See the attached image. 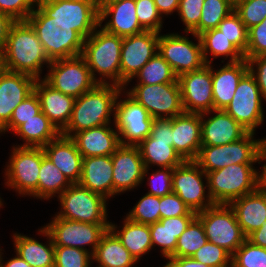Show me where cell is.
Listing matches in <instances>:
<instances>
[{"mask_svg": "<svg viewBox=\"0 0 266 267\" xmlns=\"http://www.w3.org/2000/svg\"><path fill=\"white\" fill-rule=\"evenodd\" d=\"M38 0H0V13L11 16L15 21H26L35 10ZM35 3V4H34Z\"/></svg>", "mask_w": 266, "mask_h": 267, "instance_id": "53", "label": "cell"}, {"mask_svg": "<svg viewBox=\"0 0 266 267\" xmlns=\"http://www.w3.org/2000/svg\"><path fill=\"white\" fill-rule=\"evenodd\" d=\"M234 11V0H205L198 27L192 32L201 33L215 29L220 22Z\"/></svg>", "mask_w": 266, "mask_h": 267, "instance_id": "40", "label": "cell"}, {"mask_svg": "<svg viewBox=\"0 0 266 267\" xmlns=\"http://www.w3.org/2000/svg\"><path fill=\"white\" fill-rule=\"evenodd\" d=\"M34 92L38 96L41 111L61 133L68 125L75 98L54 89L44 79H37Z\"/></svg>", "mask_w": 266, "mask_h": 267, "instance_id": "25", "label": "cell"}, {"mask_svg": "<svg viewBox=\"0 0 266 267\" xmlns=\"http://www.w3.org/2000/svg\"><path fill=\"white\" fill-rule=\"evenodd\" d=\"M112 174V156L85 157L78 184L107 199L113 196Z\"/></svg>", "mask_w": 266, "mask_h": 267, "instance_id": "30", "label": "cell"}, {"mask_svg": "<svg viewBox=\"0 0 266 267\" xmlns=\"http://www.w3.org/2000/svg\"><path fill=\"white\" fill-rule=\"evenodd\" d=\"M217 29H219L223 35L226 36L245 56L248 42V29L235 11H232L228 16H226L220 22Z\"/></svg>", "mask_w": 266, "mask_h": 267, "instance_id": "42", "label": "cell"}, {"mask_svg": "<svg viewBox=\"0 0 266 267\" xmlns=\"http://www.w3.org/2000/svg\"><path fill=\"white\" fill-rule=\"evenodd\" d=\"M248 71L246 59L238 62H227L218 71H213L211 65L213 84V110H225L235 95L238 82Z\"/></svg>", "mask_w": 266, "mask_h": 267, "instance_id": "29", "label": "cell"}, {"mask_svg": "<svg viewBox=\"0 0 266 267\" xmlns=\"http://www.w3.org/2000/svg\"><path fill=\"white\" fill-rule=\"evenodd\" d=\"M231 257L228 251L210 241L192 256L193 259L210 267H231Z\"/></svg>", "mask_w": 266, "mask_h": 267, "instance_id": "47", "label": "cell"}, {"mask_svg": "<svg viewBox=\"0 0 266 267\" xmlns=\"http://www.w3.org/2000/svg\"><path fill=\"white\" fill-rule=\"evenodd\" d=\"M254 132L221 146H201L194 162L205 172L215 171L231 164L256 163L260 139Z\"/></svg>", "mask_w": 266, "mask_h": 267, "instance_id": "10", "label": "cell"}, {"mask_svg": "<svg viewBox=\"0 0 266 267\" xmlns=\"http://www.w3.org/2000/svg\"><path fill=\"white\" fill-rule=\"evenodd\" d=\"M113 195L124 193L139 186L148 173L139 148L132 145H120L112 155Z\"/></svg>", "mask_w": 266, "mask_h": 267, "instance_id": "20", "label": "cell"}, {"mask_svg": "<svg viewBox=\"0 0 266 267\" xmlns=\"http://www.w3.org/2000/svg\"><path fill=\"white\" fill-rule=\"evenodd\" d=\"M207 242L204 227L196 217L178 238L175 253L170 258L192 257Z\"/></svg>", "mask_w": 266, "mask_h": 267, "instance_id": "41", "label": "cell"}, {"mask_svg": "<svg viewBox=\"0 0 266 267\" xmlns=\"http://www.w3.org/2000/svg\"><path fill=\"white\" fill-rule=\"evenodd\" d=\"M199 38L202 46L203 58L206 64H211L213 62V60H208V52L215 58L219 56H230L229 63L245 59L244 55L217 28L201 33Z\"/></svg>", "mask_w": 266, "mask_h": 267, "instance_id": "38", "label": "cell"}, {"mask_svg": "<svg viewBox=\"0 0 266 267\" xmlns=\"http://www.w3.org/2000/svg\"><path fill=\"white\" fill-rule=\"evenodd\" d=\"M92 260H95L98 267H132L136 259L122 245L118 237L108 229L97 245Z\"/></svg>", "mask_w": 266, "mask_h": 267, "instance_id": "34", "label": "cell"}, {"mask_svg": "<svg viewBox=\"0 0 266 267\" xmlns=\"http://www.w3.org/2000/svg\"><path fill=\"white\" fill-rule=\"evenodd\" d=\"M123 88L113 84H97L92 90L75 98L72 115L61 135L71 138L82 130L110 124L116 99Z\"/></svg>", "mask_w": 266, "mask_h": 267, "instance_id": "1", "label": "cell"}, {"mask_svg": "<svg viewBox=\"0 0 266 267\" xmlns=\"http://www.w3.org/2000/svg\"><path fill=\"white\" fill-rule=\"evenodd\" d=\"M121 0H99V3H114Z\"/></svg>", "mask_w": 266, "mask_h": 267, "instance_id": "65", "label": "cell"}, {"mask_svg": "<svg viewBox=\"0 0 266 267\" xmlns=\"http://www.w3.org/2000/svg\"><path fill=\"white\" fill-rule=\"evenodd\" d=\"M137 85H155L178 82L172 67L157 52L137 73Z\"/></svg>", "mask_w": 266, "mask_h": 267, "instance_id": "39", "label": "cell"}, {"mask_svg": "<svg viewBox=\"0 0 266 267\" xmlns=\"http://www.w3.org/2000/svg\"><path fill=\"white\" fill-rule=\"evenodd\" d=\"M160 219L183 215H197L175 193L160 197Z\"/></svg>", "mask_w": 266, "mask_h": 267, "instance_id": "52", "label": "cell"}, {"mask_svg": "<svg viewBox=\"0 0 266 267\" xmlns=\"http://www.w3.org/2000/svg\"><path fill=\"white\" fill-rule=\"evenodd\" d=\"M172 146L184 161H194L201 148L200 113H186L171 118Z\"/></svg>", "mask_w": 266, "mask_h": 267, "instance_id": "24", "label": "cell"}, {"mask_svg": "<svg viewBox=\"0 0 266 267\" xmlns=\"http://www.w3.org/2000/svg\"><path fill=\"white\" fill-rule=\"evenodd\" d=\"M234 11L249 29L266 19V0H234Z\"/></svg>", "mask_w": 266, "mask_h": 267, "instance_id": "45", "label": "cell"}, {"mask_svg": "<svg viewBox=\"0 0 266 267\" xmlns=\"http://www.w3.org/2000/svg\"><path fill=\"white\" fill-rule=\"evenodd\" d=\"M126 93L139 102L154 119H171L184 113L178 82L136 85Z\"/></svg>", "mask_w": 266, "mask_h": 267, "instance_id": "12", "label": "cell"}, {"mask_svg": "<svg viewBox=\"0 0 266 267\" xmlns=\"http://www.w3.org/2000/svg\"><path fill=\"white\" fill-rule=\"evenodd\" d=\"M26 21L36 32L50 61L82 55L85 39L70 25L47 17L38 7Z\"/></svg>", "mask_w": 266, "mask_h": 267, "instance_id": "3", "label": "cell"}, {"mask_svg": "<svg viewBox=\"0 0 266 267\" xmlns=\"http://www.w3.org/2000/svg\"><path fill=\"white\" fill-rule=\"evenodd\" d=\"M39 233L49 238L48 245L31 237L15 233L13 235L15 252L31 267H54L55 248L52 238L45 228L40 229Z\"/></svg>", "mask_w": 266, "mask_h": 267, "instance_id": "32", "label": "cell"}, {"mask_svg": "<svg viewBox=\"0 0 266 267\" xmlns=\"http://www.w3.org/2000/svg\"><path fill=\"white\" fill-rule=\"evenodd\" d=\"M203 176L206 173L194 161H184L173 168L172 192L196 213L214 205L209 194H205L208 186L204 185Z\"/></svg>", "mask_w": 266, "mask_h": 267, "instance_id": "18", "label": "cell"}, {"mask_svg": "<svg viewBox=\"0 0 266 267\" xmlns=\"http://www.w3.org/2000/svg\"><path fill=\"white\" fill-rule=\"evenodd\" d=\"M205 0H180L178 15L183 24L186 25L184 31L186 34L192 33L199 25L201 18L203 2Z\"/></svg>", "mask_w": 266, "mask_h": 267, "instance_id": "50", "label": "cell"}, {"mask_svg": "<svg viewBox=\"0 0 266 267\" xmlns=\"http://www.w3.org/2000/svg\"><path fill=\"white\" fill-rule=\"evenodd\" d=\"M109 229L118 237L122 245L131 253L137 262L142 255L148 253L153 247L148 224L134 222L126 217L120 231L111 222Z\"/></svg>", "mask_w": 266, "mask_h": 267, "instance_id": "33", "label": "cell"}, {"mask_svg": "<svg viewBox=\"0 0 266 267\" xmlns=\"http://www.w3.org/2000/svg\"><path fill=\"white\" fill-rule=\"evenodd\" d=\"M160 197L146 193L127 214V218L142 224H152L160 220Z\"/></svg>", "mask_w": 266, "mask_h": 267, "instance_id": "44", "label": "cell"}, {"mask_svg": "<svg viewBox=\"0 0 266 267\" xmlns=\"http://www.w3.org/2000/svg\"><path fill=\"white\" fill-rule=\"evenodd\" d=\"M14 132L25 141L18 147H44L61 134L42 111L20 125Z\"/></svg>", "mask_w": 266, "mask_h": 267, "instance_id": "35", "label": "cell"}, {"mask_svg": "<svg viewBox=\"0 0 266 267\" xmlns=\"http://www.w3.org/2000/svg\"><path fill=\"white\" fill-rule=\"evenodd\" d=\"M58 198L62 209L57 217L92 224H110L106 218L107 200L101 194L74 183Z\"/></svg>", "mask_w": 266, "mask_h": 267, "instance_id": "6", "label": "cell"}, {"mask_svg": "<svg viewBox=\"0 0 266 267\" xmlns=\"http://www.w3.org/2000/svg\"><path fill=\"white\" fill-rule=\"evenodd\" d=\"M38 178V198L50 199L55 194L61 195L72 183L67 177L55 166L50 159L45 156L42 149V161Z\"/></svg>", "mask_w": 266, "mask_h": 267, "instance_id": "37", "label": "cell"}, {"mask_svg": "<svg viewBox=\"0 0 266 267\" xmlns=\"http://www.w3.org/2000/svg\"><path fill=\"white\" fill-rule=\"evenodd\" d=\"M168 263L170 267H210L192 257L168 258Z\"/></svg>", "mask_w": 266, "mask_h": 267, "instance_id": "59", "label": "cell"}, {"mask_svg": "<svg viewBox=\"0 0 266 267\" xmlns=\"http://www.w3.org/2000/svg\"><path fill=\"white\" fill-rule=\"evenodd\" d=\"M229 206L247 237L266 221V189L258 187L255 191L232 201Z\"/></svg>", "mask_w": 266, "mask_h": 267, "instance_id": "28", "label": "cell"}, {"mask_svg": "<svg viewBox=\"0 0 266 267\" xmlns=\"http://www.w3.org/2000/svg\"><path fill=\"white\" fill-rule=\"evenodd\" d=\"M171 119H154L149 137L155 140L171 141L172 146Z\"/></svg>", "mask_w": 266, "mask_h": 267, "instance_id": "56", "label": "cell"}, {"mask_svg": "<svg viewBox=\"0 0 266 267\" xmlns=\"http://www.w3.org/2000/svg\"><path fill=\"white\" fill-rule=\"evenodd\" d=\"M109 225L78 222L55 216L44 228L49 232L54 246L74 247L88 251L84 247L90 245L92 246L91 255H93Z\"/></svg>", "mask_w": 266, "mask_h": 267, "instance_id": "16", "label": "cell"}, {"mask_svg": "<svg viewBox=\"0 0 266 267\" xmlns=\"http://www.w3.org/2000/svg\"><path fill=\"white\" fill-rule=\"evenodd\" d=\"M5 171L6 185L21 195L38 198V178L42 161V147H13Z\"/></svg>", "mask_w": 266, "mask_h": 267, "instance_id": "11", "label": "cell"}, {"mask_svg": "<svg viewBox=\"0 0 266 267\" xmlns=\"http://www.w3.org/2000/svg\"><path fill=\"white\" fill-rule=\"evenodd\" d=\"M180 0H154L156 7L161 14L170 15L175 10L178 11Z\"/></svg>", "mask_w": 266, "mask_h": 267, "instance_id": "61", "label": "cell"}, {"mask_svg": "<svg viewBox=\"0 0 266 267\" xmlns=\"http://www.w3.org/2000/svg\"><path fill=\"white\" fill-rule=\"evenodd\" d=\"M37 7L49 18L70 25L84 39L99 25V4L69 0H38Z\"/></svg>", "mask_w": 266, "mask_h": 267, "instance_id": "9", "label": "cell"}, {"mask_svg": "<svg viewBox=\"0 0 266 267\" xmlns=\"http://www.w3.org/2000/svg\"><path fill=\"white\" fill-rule=\"evenodd\" d=\"M182 105L186 113H204L213 110L211 64L178 76Z\"/></svg>", "mask_w": 266, "mask_h": 267, "instance_id": "19", "label": "cell"}, {"mask_svg": "<svg viewBox=\"0 0 266 267\" xmlns=\"http://www.w3.org/2000/svg\"><path fill=\"white\" fill-rule=\"evenodd\" d=\"M109 16H111V19L105 23L104 27H102V22L105 19H108L107 17ZM99 25L106 32L122 38L145 31L140 26L137 18L135 0L99 3Z\"/></svg>", "mask_w": 266, "mask_h": 267, "instance_id": "22", "label": "cell"}, {"mask_svg": "<svg viewBox=\"0 0 266 267\" xmlns=\"http://www.w3.org/2000/svg\"><path fill=\"white\" fill-rule=\"evenodd\" d=\"M246 239L254 245L266 248V221L259 229L250 233Z\"/></svg>", "mask_w": 266, "mask_h": 267, "instance_id": "60", "label": "cell"}, {"mask_svg": "<svg viewBox=\"0 0 266 267\" xmlns=\"http://www.w3.org/2000/svg\"><path fill=\"white\" fill-rule=\"evenodd\" d=\"M4 70V56L3 50L0 49V72Z\"/></svg>", "mask_w": 266, "mask_h": 267, "instance_id": "63", "label": "cell"}, {"mask_svg": "<svg viewBox=\"0 0 266 267\" xmlns=\"http://www.w3.org/2000/svg\"><path fill=\"white\" fill-rule=\"evenodd\" d=\"M247 63L248 71L254 76L261 95L266 101V55L250 57L247 59ZM254 64H257V66ZM254 66L257 68L255 69Z\"/></svg>", "mask_w": 266, "mask_h": 267, "instance_id": "55", "label": "cell"}, {"mask_svg": "<svg viewBox=\"0 0 266 267\" xmlns=\"http://www.w3.org/2000/svg\"><path fill=\"white\" fill-rule=\"evenodd\" d=\"M159 34L154 31L124 37L121 47L120 87L129 83L158 52Z\"/></svg>", "mask_w": 266, "mask_h": 267, "instance_id": "17", "label": "cell"}, {"mask_svg": "<svg viewBox=\"0 0 266 267\" xmlns=\"http://www.w3.org/2000/svg\"><path fill=\"white\" fill-rule=\"evenodd\" d=\"M208 241L228 251L231 255L244 243L246 236L237 222L233 209L226 204L197 212Z\"/></svg>", "mask_w": 266, "mask_h": 267, "instance_id": "7", "label": "cell"}, {"mask_svg": "<svg viewBox=\"0 0 266 267\" xmlns=\"http://www.w3.org/2000/svg\"><path fill=\"white\" fill-rule=\"evenodd\" d=\"M41 111L38 96L33 92L24 101H22L13 111L10 122L0 131L6 132L12 130L13 132L22 124L33 118Z\"/></svg>", "mask_w": 266, "mask_h": 267, "instance_id": "48", "label": "cell"}, {"mask_svg": "<svg viewBox=\"0 0 266 267\" xmlns=\"http://www.w3.org/2000/svg\"><path fill=\"white\" fill-rule=\"evenodd\" d=\"M216 115L204 119L210 113ZM201 118V145L221 146L243 138L247 131L236 122L225 110H212L200 114Z\"/></svg>", "mask_w": 266, "mask_h": 267, "instance_id": "23", "label": "cell"}, {"mask_svg": "<svg viewBox=\"0 0 266 267\" xmlns=\"http://www.w3.org/2000/svg\"><path fill=\"white\" fill-rule=\"evenodd\" d=\"M54 267H90V251L74 247L54 246Z\"/></svg>", "mask_w": 266, "mask_h": 267, "instance_id": "46", "label": "cell"}, {"mask_svg": "<svg viewBox=\"0 0 266 267\" xmlns=\"http://www.w3.org/2000/svg\"><path fill=\"white\" fill-rule=\"evenodd\" d=\"M69 1H82V2H88L90 4H99V0H69Z\"/></svg>", "mask_w": 266, "mask_h": 267, "instance_id": "64", "label": "cell"}, {"mask_svg": "<svg viewBox=\"0 0 266 267\" xmlns=\"http://www.w3.org/2000/svg\"><path fill=\"white\" fill-rule=\"evenodd\" d=\"M71 139L83 158L112 156L120 146L118 131L112 129L110 124L82 130L75 133Z\"/></svg>", "mask_w": 266, "mask_h": 267, "instance_id": "26", "label": "cell"}, {"mask_svg": "<svg viewBox=\"0 0 266 267\" xmlns=\"http://www.w3.org/2000/svg\"><path fill=\"white\" fill-rule=\"evenodd\" d=\"M190 34L198 39L197 44L178 33L159 35L158 53L172 67L177 76L201 69L206 65L199 36Z\"/></svg>", "mask_w": 266, "mask_h": 267, "instance_id": "15", "label": "cell"}, {"mask_svg": "<svg viewBox=\"0 0 266 267\" xmlns=\"http://www.w3.org/2000/svg\"><path fill=\"white\" fill-rule=\"evenodd\" d=\"M172 174L173 168H162L151 174L148 194L162 197L172 193Z\"/></svg>", "mask_w": 266, "mask_h": 267, "instance_id": "54", "label": "cell"}, {"mask_svg": "<svg viewBox=\"0 0 266 267\" xmlns=\"http://www.w3.org/2000/svg\"><path fill=\"white\" fill-rule=\"evenodd\" d=\"M137 147L147 169L152 164L159 168H175L184 162L171 146V141L155 140L148 136Z\"/></svg>", "mask_w": 266, "mask_h": 267, "instance_id": "36", "label": "cell"}, {"mask_svg": "<svg viewBox=\"0 0 266 267\" xmlns=\"http://www.w3.org/2000/svg\"><path fill=\"white\" fill-rule=\"evenodd\" d=\"M196 217L197 215L169 217L149 224L153 246H160L162 255L170 258L175 253L178 238Z\"/></svg>", "mask_w": 266, "mask_h": 267, "instance_id": "31", "label": "cell"}, {"mask_svg": "<svg viewBox=\"0 0 266 267\" xmlns=\"http://www.w3.org/2000/svg\"><path fill=\"white\" fill-rule=\"evenodd\" d=\"M43 78L54 89L74 98L92 90L98 83L82 55L51 61Z\"/></svg>", "mask_w": 266, "mask_h": 267, "instance_id": "8", "label": "cell"}, {"mask_svg": "<svg viewBox=\"0 0 266 267\" xmlns=\"http://www.w3.org/2000/svg\"><path fill=\"white\" fill-rule=\"evenodd\" d=\"M163 267H170L169 263H166Z\"/></svg>", "mask_w": 266, "mask_h": 267, "instance_id": "66", "label": "cell"}, {"mask_svg": "<svg viewBox=\"0 0 266 267\" xmlns=\"http://www.w3.org/2000/svg\"><path fill=\"white\" fill-rule=\"evenodd\" d=\"M126 95L125 100L116 99L114 124L120 145L137 146L150 135L154 118L139 102L128 93Z\"/></svg>", "mask_w": 266, "mask_h": 267, "instance_id": "13", "label": "cell"}, {"mask_svg": "<svg viewBox=\"0 0 266 267\" xmlns=\"http://www.w3.org/2000/svg\"><path fill=\"white\" fill-rule=\"evenodd\" d=\"M0 252V267H31L25 260H23L19 255L10 260H8L5 264L2 263V257Z\"/></svg>", "mask_w": 266, "mask_h": 267, "instance_id": "62", "label": "cell"}, {"mask_svg": "<svg viewBox=\"0 0 266 267\" xmlns=\"http://www.w3.org/2000/svg\"><path fill=\"white\" fill-rule=\"evenodd\" d=\"M36 80L24 73L0 72V131L10 122L15 108L34 92Z\"/></svg>", "mask_w": 266, "mask_h": 267, "instance_id": "21", "label": "cell"}, {"mask_svg": "<svg viewBox=\"0 0 266 267\" xmlns=\"http://www.w3.org/2000/svg\"><path fill=\"white\" fill-rule=\"evenodd\" d=\"M231 267H266V248L246 239L232 254Z\"/></svg>", "mask_w": 266, "mask_h": 267, "instance_id": "43", "label": "cell"}, {"mask_svg": "<svg viewBox=\"0 0 266 267\" xmlns=\"http://www.w3.org/2000/svg\"><path fill=\"white\" fill-rule=\"evenodd\" d=\"M123 38L106 32L103 28L96 30L84 41L82 56L86 60L92 77L98 84H109L107 78L113 85L120 86V60ZM95 72L102 78L97 79ZM106 79L104 80V78Z\"/></svg>", "mask_w": 266, "mask_h": 267, "instance_id": "4", "label": "cell"}, {"mask_svg": "<svg viewBox=\"0 0 266 267\" xmlns=\"http://www.w3.org/2000/svg\"><path fill=\"white\" fill-rule=\"evenodd\" d=\"M252 164H231L206 173L208 194L214 204L229 205L258 188L257 171Z\"/></svg>", "mask_w": 266, "mask_h": 267, "instance_id": "5", "label": "cell"}, {"mask_svg": "<svg viewBox=\"0 0 266 267\" xmlns=\"http://www.w3.org/2000/svg\"><path fill=\"white\" fill-rule=\"evenodd\" d=\"M15 22L16 21L11 16L0 13V49L3 51L7 43L10 28Z\"/></svg>", "mask_w": 266, "mask_h": 267, "instance_id": "58", "label": "cell"}, {"mask_svg": "<svg viewBox=\"0 0 266 267\" xmlns=\"http://www.w3.org/2000/svg\"><path fill=\"white\" fill-rule=\"evenodd\" d=\"M266 161V138L260 139L258 152H257V161L260 164L262 161ZM261 173L257 172V182L258 187L266 189V164L263 165Z\"/></svg>", "mask_w": 266, "mask_h": 267, "instance_id": "57", "label": "cell"}, {"mask_svg": "<svg viewBox=\"0 0 266 267\" xmlns=\"http://www.w3.org/2000/svg\"><path fill=\"white\" fill-rule=\"evenodd\" d=\"M42 149L45 156L61 170L72 184L79 182L83 157L71 138L60 134L56 139L42 147Z\"/></svg>", "mask_w": 266, "mask_h": 267, "instance_id": "27", "label": "cell"}, {"mask_svg": "<svg viewBox=\"0 0 266 267\" xmlns=\"http://www.w3.org/2000/svg\"><path fill=\"white\" fill-rule=\"evenodd\" d=\"M225 111L247 131L263 123L262 95L254 76L247 71L238 82L235 95Z\"/></svg>", "mask_w": 266, "mask_h": 267, "instance_id": "14", "label": "cell"}, {"mask_svg": "<svg viewBox=\"0 0 266 267\" xmlns=\"http://www.w3.org/2000/svg\"><path fill=\"white\" fill-rule=\"evenodd\" d=\"M136 14L140 26L145 31L160 33L162 28V17L154 0H135Z\"/></svg>", "mask_w": 266, "mask_h": 267, "instance_id": "49", "label": "cell"}, {"mask_svg": "<svg viewBox=\"0 0 266 267\" xmlns=\"http://www.w3.org/2000/svg\"><path fill=\"white\" fill-rule=\"evenodd\" d=\"M4 69L40 78L42 65L50 64L43 45L27 21H16L10 28L3 51Z\"/></svg>", "mask_w": 266, "mask_h": 267, "instance_id": "2", "label": "cell"}, {"mask_svg": "<svg viewBox=\"0 0 266 267\" xmlns=\"http://www.w3.org/2000/svg\"><path fill=\"white\" fill-rule=\"evenodd\" d=\"M266 55V19L248 29V42L244 58Z\"/></svg>", "mask_w": 266, "mask_h": 267, "instance_id": "51", "label": "cell"}]
</instances>
